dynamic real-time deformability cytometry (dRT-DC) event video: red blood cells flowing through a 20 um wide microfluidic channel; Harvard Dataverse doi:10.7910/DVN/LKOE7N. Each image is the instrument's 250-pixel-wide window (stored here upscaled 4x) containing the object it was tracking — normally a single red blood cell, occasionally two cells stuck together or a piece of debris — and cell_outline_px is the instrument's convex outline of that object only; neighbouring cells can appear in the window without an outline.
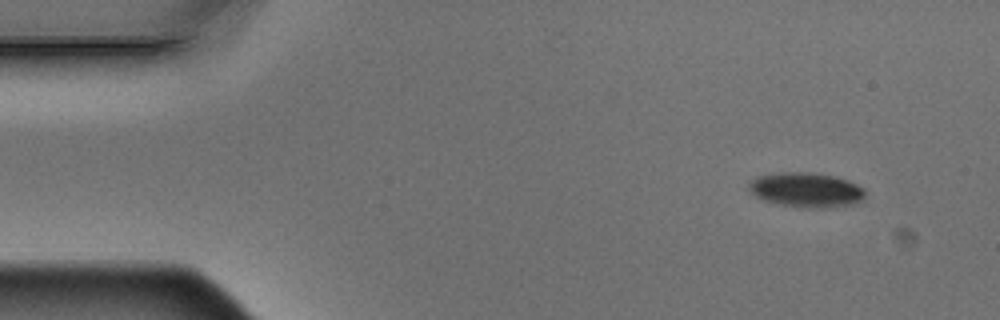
{"species": "Egyptian fruit bat (a non-hibernating species)", "species_latin": "Rousettus aegyptiacus", "temperature_condition": "warm", "stored_images_in_passage": 4, "camera_frame_rate_fps": 3000, "um_per_image_px": 0.085, "animal": {"sex": "male"}, "frame": {"image": 1, "passage_image": 1, "time_ms": 0.0, "image_size_px": [1000, 320], "cell_outline_px": [[864, 196], [856, 204], [828, 208], [808, 208], [780, 204], [764, 200], [756, 196], [748, 188], [748, 184], [752, 180], [760, 176], [780, 172], [812, 172], [836, 176], [848, 180], [864, 188]], "centroid_in_image_um": [68.56, 16.14], "position_along_channel_um": 16.4, "area_um2": 23.52}}
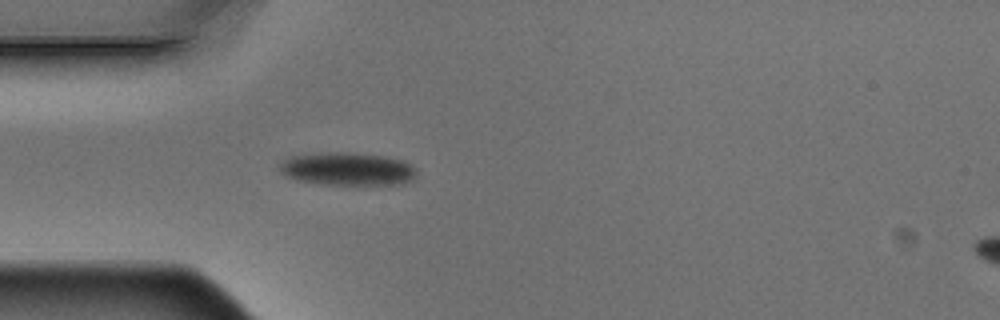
{"frame": {"image": 2, "passage_image": 4, "time_ms": 1.0, "image_size_px": [1000, 320], "cell_outline_px": [[416, 172], [408, 180], [392, 184], [324, 184], [296, 180], [280, 172], [280, 164], [284, 160], [292, 156], [320, 152], [344, 152], [384, 156], [404, 160], [412, 164], [416, 168]], "centroid_in_image_um": [29.5, 14.34], "position_along_channel_um": 55.5, "area_um2": 25.95}}